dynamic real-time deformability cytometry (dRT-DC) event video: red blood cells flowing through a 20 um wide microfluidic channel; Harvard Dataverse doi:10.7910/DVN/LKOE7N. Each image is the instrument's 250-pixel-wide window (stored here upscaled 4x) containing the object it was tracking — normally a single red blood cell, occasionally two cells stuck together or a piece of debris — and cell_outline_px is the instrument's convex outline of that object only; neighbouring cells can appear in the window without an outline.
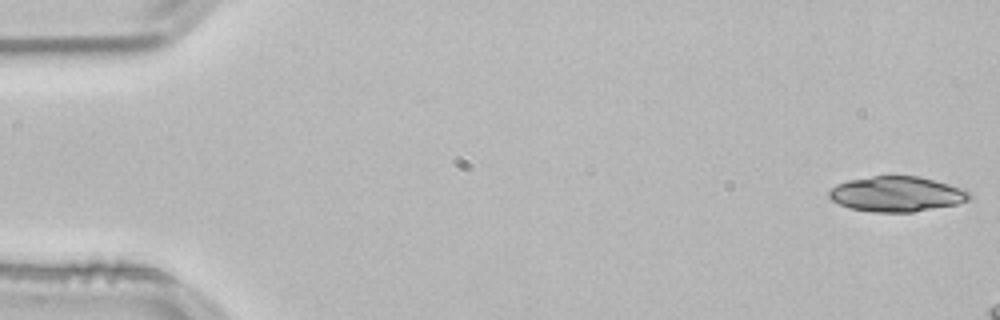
{"species": "common noctule bat (a hibernating species)", "species_latin": "Nyctalus noctula", "temperature_condition": "room temperature", "stored_images_in_passage": 11, "camera_frame_rate_fps": 3000, "um_per_image_px": 0.085, "animal": {"sex": "male", "body_mass_g": 21.5, "forearm_length_mm": 52.0}, "frame": {"image": 1, "passage_image": 1, "time_ms": 0.0, "image_size_px": [1000, 320], "cell_outline_px": [[972, 196], [968, 200], [956, 204], [912, 212], [872, 212], [852, 208], [840, 204], [832, 200], [828, 196], [828, 192], [836, 184], [848, 180], [872, 176], [920, 176], [964, 188]], "centroid_in_image_um": [76.22, 16.48], "position_along_channel_um": 8.8, "area_um2": 28.73}}